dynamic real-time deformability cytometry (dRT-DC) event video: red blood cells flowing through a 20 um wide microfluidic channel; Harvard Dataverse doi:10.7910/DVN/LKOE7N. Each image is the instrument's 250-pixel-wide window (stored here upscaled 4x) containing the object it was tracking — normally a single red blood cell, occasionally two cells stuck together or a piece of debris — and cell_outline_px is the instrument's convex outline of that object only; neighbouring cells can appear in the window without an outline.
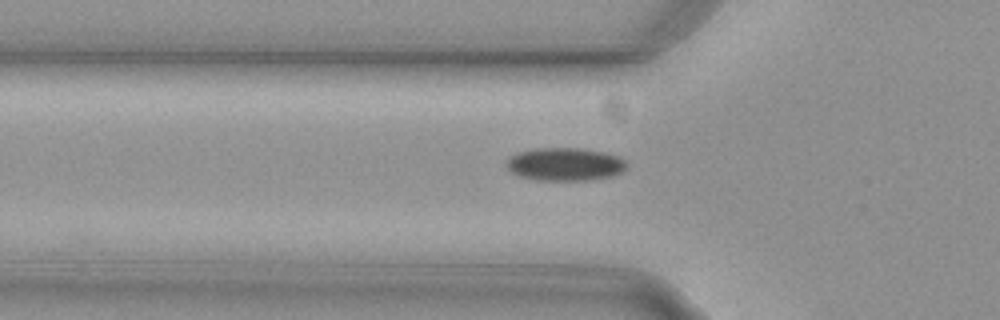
{"species": "common noctule bat (a hibernating species)", "species_latin": "Nyctalus noctula", "temperature_condition": "cold", "stored_images_in_passage": 50, "camera_frame_rate_fps": 3000, "um_per_image_px": 0.085, "animal": {"sex": "female", "body_mass_g": 29.2, "forearm_length_mm": 56.3}, "frame": {"image": 1, "passage_image": 17, "time_ms": 5.333, "image_size_px": [1000, 320], "cell_outline_px": [[628, 164], [620, 172], [612, 176], [592, 180], [536, 180], [520, 176], [512, 172], [504, 164], [508, 156], [516, 152], [532, 148], [580, 148], [600, 152], [616, 156], [624, 160]], "centroid_in_image_um": [47.94, 13.96], "position_along_channel_um": 77.9, "area_um2": 23.18}}
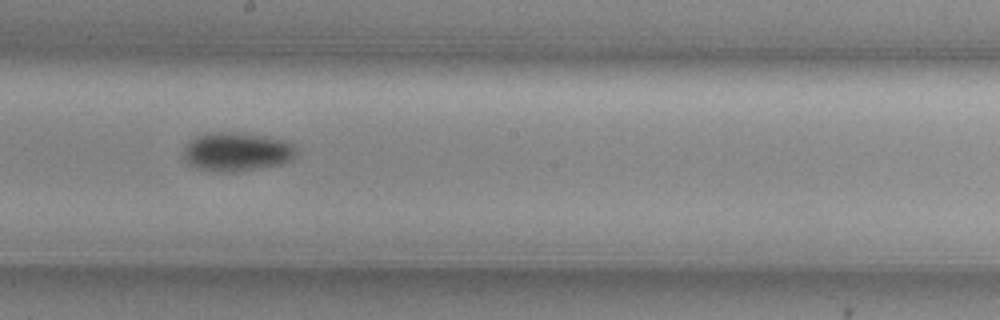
{"frame": {"image": 2, "passage_image": 29, "time_ms": 9.333, "image_size_px": [1000, 320], "cell_outline_px": [[296, 156], [292, 160], [280, 164], [232, 172], [220, 172], [196, 168], [188, 164], [184, 160], [184, 148], [192, 140], [208, 132], [244, 132], [268, 136], [288, 140], [296, 144]], "centroid_in_image_um": [20.18, 12.88], "position_along_channel_um": 228.0, "area_um2": 25.78}}
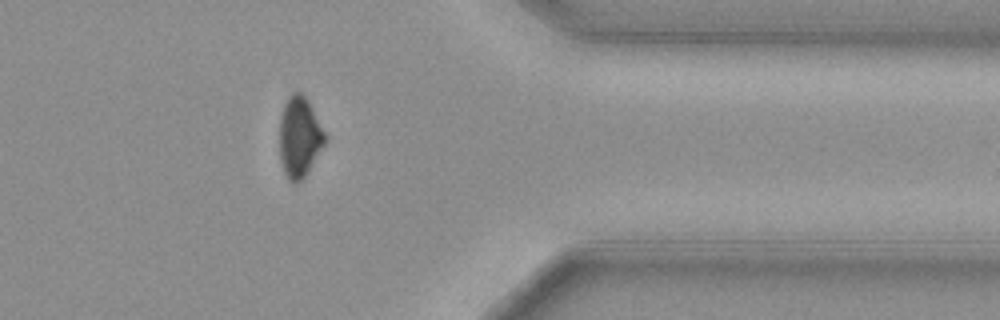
{"frame": {"image": 3, "passage_image": 43, "time_ms": 14.0, "image_size_px": [1000, 320], "cell_outline_px": [[328, 136], [324, 144], [304, 176], [296, 184], [292, 184], [288, 180], [284, 172], [280, 160], [280, 116], [284, 104], [288, 96], [292, 92], [300, 92], [308, 100]], "centroid_in_image_um": [25.45, 11.63], "position_along_channel_um": 386.0, "area_um2": 21.33}, "authors_computed_cell_mechanics": {"area_um2": 22.2819, "velocity_mm_per_s": 3.7436, "shape_relaxation_time_tau1_ms": 7.2375, "shape_relaxation_time_tau2_ms": null, "deformation_change_tau1": 0.1195, "deformation_change_tau2": null}}